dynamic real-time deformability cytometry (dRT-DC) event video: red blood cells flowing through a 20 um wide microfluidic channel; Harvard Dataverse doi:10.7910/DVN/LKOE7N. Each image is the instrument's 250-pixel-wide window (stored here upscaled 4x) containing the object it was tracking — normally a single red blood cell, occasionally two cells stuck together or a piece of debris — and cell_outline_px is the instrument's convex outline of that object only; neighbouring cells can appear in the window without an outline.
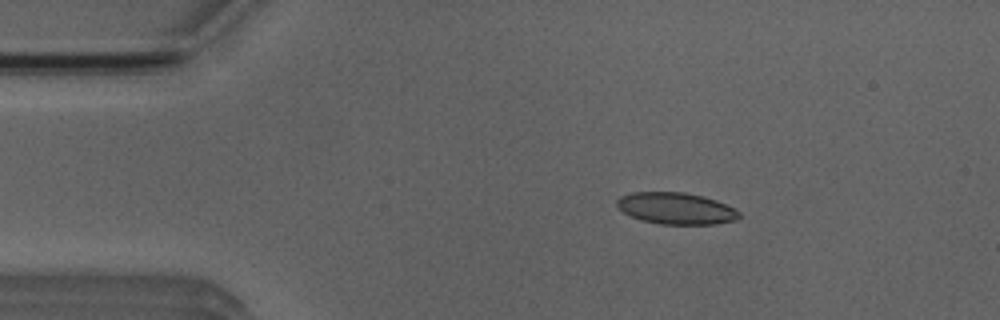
{"species": "Egyptian fruit bat (a non-hibernating species)", "species_latin": "Rousettus aegyptiacus", "temperature_condition": "room temperature", "stored_images_in_passage": 7, "camera_frame_rate_fps": 3000, "um_per_image_px": 0.085, "animal": {"sex": "male"}, "frame": {"image": 1, "passage_image": 3, "time_ms": 2.333, "image_size_px": [1000, 320], "cell_outline_px": [[740, 216], [736, 220], [716, 224], [660, 224], [644, 220], [632, 216], [624, 212], [616, 204], [616, 200], [620, 196], [632, 192], [684, 192], [716, 200], [740, 212]], "centroid_in_image_um": [57.46, 17.71], "position_along_channel_um": 27.5, "area_um2": 22.25}}
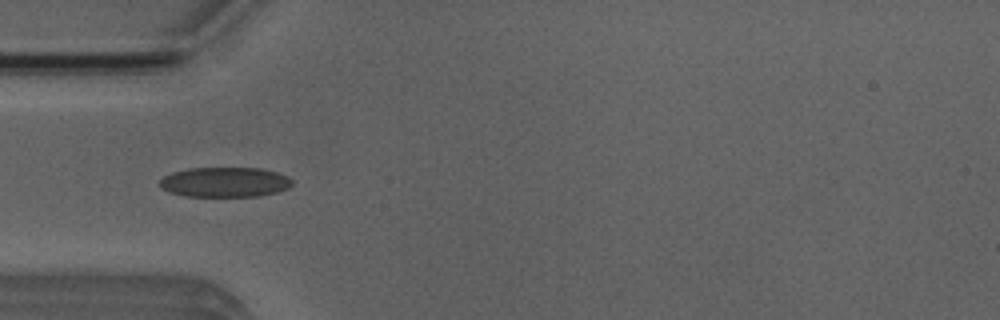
{"frame": {"image": 2, "passage_image": 5, "time_ms": 4.667, "image_size_px": [1000, 320], "cell_outline_px": [[292, 184], [288, 188], [276, 192], [260, 196], [184, 196], [168, 192], [160, 188], [160, 180], [164, 176], [172, 172], [188, 168], [260, 168], [276, 172], [288, 176], [292, 180]], "centroid_in_image_um": [19.09, 15.48], "position_along_channel_um": 65.9, "area_um2": 23.18}}